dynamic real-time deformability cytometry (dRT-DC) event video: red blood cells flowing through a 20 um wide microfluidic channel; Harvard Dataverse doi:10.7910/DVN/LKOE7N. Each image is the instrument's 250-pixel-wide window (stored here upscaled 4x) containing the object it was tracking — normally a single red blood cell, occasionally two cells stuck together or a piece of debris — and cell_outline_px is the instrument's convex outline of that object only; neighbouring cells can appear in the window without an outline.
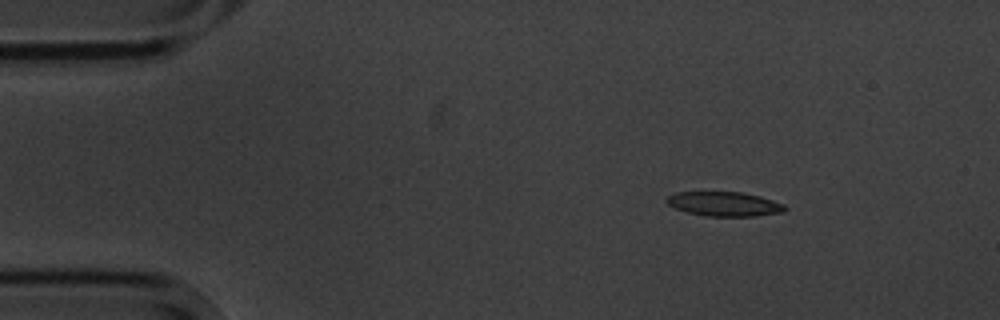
{"species": "common noctule bat (a hibernating species)", "species_latin": "Nyctalus noctula", "temperature_condition": "cold", "stored_images_in_passage": 4, "camera_frame_rate_fps": 3000, "um_per_image_px": 0.085, "animal": {"sex": "male", "body_mass_g": 20.1, "forearm_length_mm": 53.5}, "frame": {"image": 1, "passage_image": 1, "time_ms": 0.0, "image_size_px": [1000, 320], "cell_outline_px": [[788, 208], [784, 212], [756, 216], [704, 216], [688, 212], [676, 208], [668, 204], [664, 200], [668, 196], [676, 192], [740, 192], [760, 196], [784, 204]], "centroid_in_image_um": [61.58, 17.34], "position_along_channel_um": 23.4, "area_um2": 16.82}}
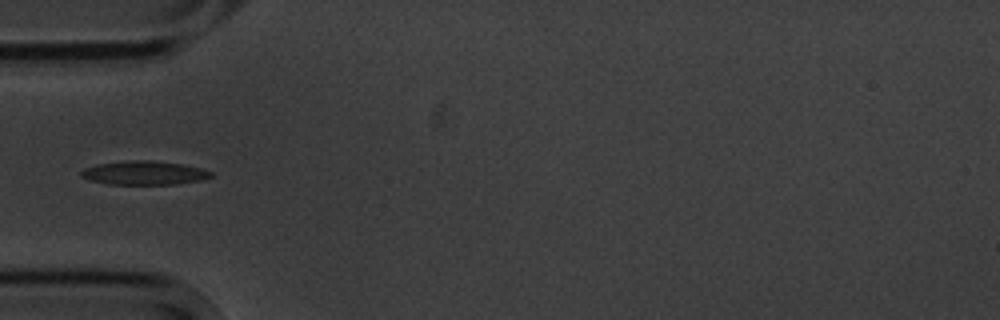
{"frame": {"image": 2, "passage_image": 4, "time_ms": 3.333, "image_size_px": [1000, 320], "cell_outline_px": [[212, 176], [200, 180], [176, 184], [108, 184], [88, 180], [80, 176], [80, 172], [84, 168], [96, 164], [128, 160], [148, 160], [180, 164], [200, 168], [212, 172]], "centroid_in_image_um": [12.19, 14.69], "position_along_channel_um": 72.8, "area_um2": 17.92}}